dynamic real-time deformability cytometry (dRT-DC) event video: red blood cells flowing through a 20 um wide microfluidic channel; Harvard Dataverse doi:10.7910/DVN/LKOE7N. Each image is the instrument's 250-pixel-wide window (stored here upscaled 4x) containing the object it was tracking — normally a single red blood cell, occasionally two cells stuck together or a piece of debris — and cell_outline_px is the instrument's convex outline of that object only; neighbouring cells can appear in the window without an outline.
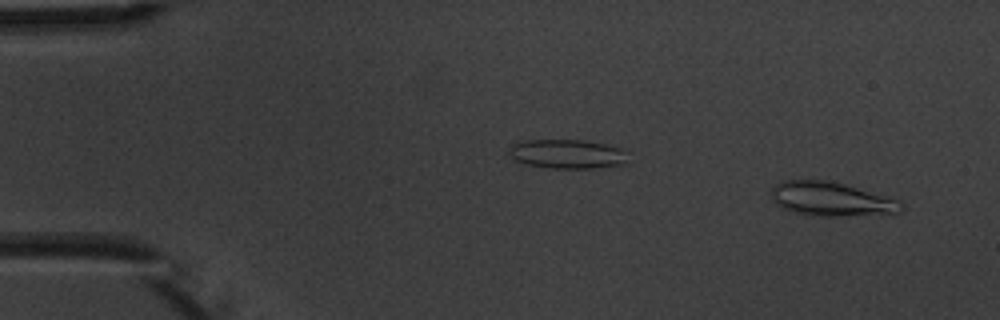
{"species": "common noctule bat (a hibernating species)", "species_latin": "Nyctalus noctula", "temperature_condition": "warm", "stored_images_in_passage": 4, "camera_frame_rate_fps": 3000, "um_per_image_px": 0.085, "animal": {"sex": "male", "body_mass_g": 20.1, "forearm_length_mm": 53.5}, "frame": {"image": 1, "passage_image": 4, "time_ms": 3.667, "image_size_px": [1000, 320], "cell_outline_px": [[904, 208], [900, 212], [840, 216], [808, 216], [792, 212], [780, 208], [776, 204], [772, 196], [772, 188], [780, 180], [832, 180], [888, 196], [900, 200], [904, 204]], "centroid_in_image_um": [70.65, 16.91], "position_along_channel_um": 14.4, "area_um2": 26.13}}